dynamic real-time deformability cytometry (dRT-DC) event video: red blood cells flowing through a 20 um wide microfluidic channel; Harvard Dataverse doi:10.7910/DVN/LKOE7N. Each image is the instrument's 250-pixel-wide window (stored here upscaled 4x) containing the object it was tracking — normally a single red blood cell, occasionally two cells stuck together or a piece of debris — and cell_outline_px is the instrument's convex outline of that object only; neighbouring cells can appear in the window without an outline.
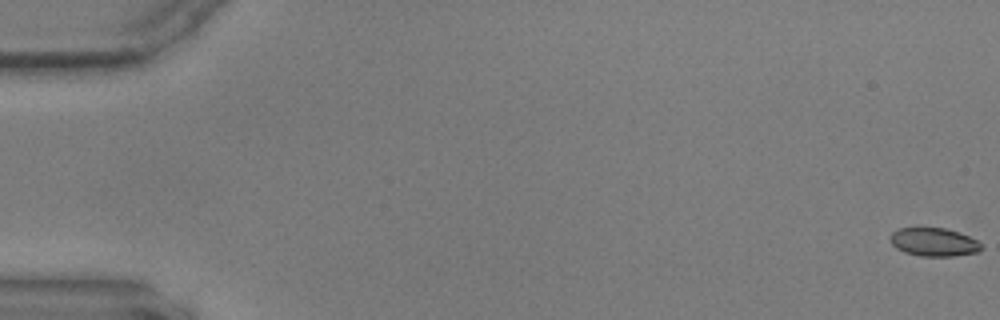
{"species": "common noctule bat (a hibernating species)", "species_latin": "Nyctalus noctula", "temperature_condition": "warm", "stored_images_in_passage": 59, "camera_frame_rate_fps": 3000, "um_per_image_px": 0.085, "animal": {"sex": "male", "body_mass_g": 17.9, "forearm_length_mm": 54.2}, "frame": {"image": 1, "passage_image": 1, "time_ms": 0.0, "image_size_px": [1000, 320], "cell_outline_px": [[984, 248], [980, 252], [956, 256], [920, 256], [904, 252], [896, 248], [888, 240], [888, 236], [892, 232], [900, 228], [916, 224], [944, 228], [960, 232], [976, 240]], "centroid_in_image_um": [79.32, 20.53], "position_along_channel_um": 5.7, "area_um2": 15.9}}
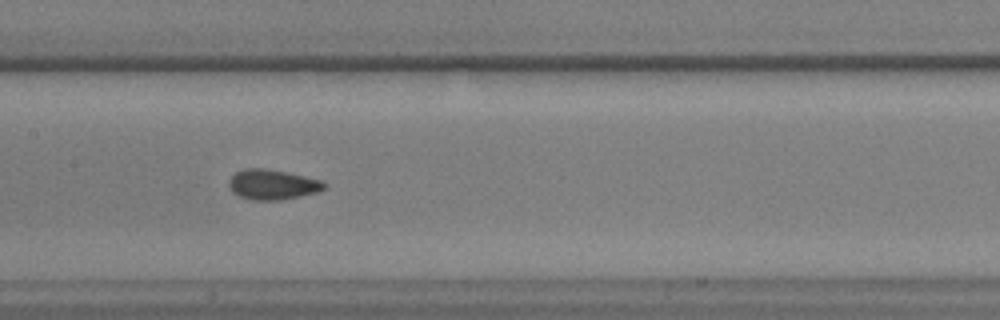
{"frame": {"image": 2, "passage_image": 30, "time_ms": 9.667, "image_size_px": [1000, 320], "cell_outline_px": [[328, 184], [320, 192], [284, 200], [248, 200], [232, 192], [228, 188], [228, 180], [236, 172], [244, 168], [264, 168], [304, 176], [320, 180]], "centroid_in_image_um": [23.15, 15.7], "position_along_channel_um": 184.3, "area_um2": 16.94}}
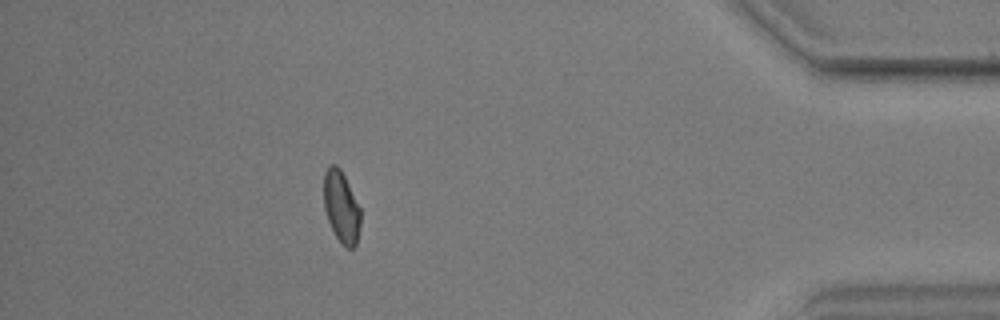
{"frame": {"image": 3, "passage_image": 53, "time_ms": 17.333, "image_size_px": [1000, 320], "cell_outline_px": [[360, 224], [356, 248], [348, 248], [336, 236], [328, 220], [324, 208], [324, 172], [328, 164], [336, 164], [340, 168], [360, 208]], "centroid_in_image_um": [29.0, 17.56], "position_along_channel_um": 406.2, "area_um2": 15.2}}